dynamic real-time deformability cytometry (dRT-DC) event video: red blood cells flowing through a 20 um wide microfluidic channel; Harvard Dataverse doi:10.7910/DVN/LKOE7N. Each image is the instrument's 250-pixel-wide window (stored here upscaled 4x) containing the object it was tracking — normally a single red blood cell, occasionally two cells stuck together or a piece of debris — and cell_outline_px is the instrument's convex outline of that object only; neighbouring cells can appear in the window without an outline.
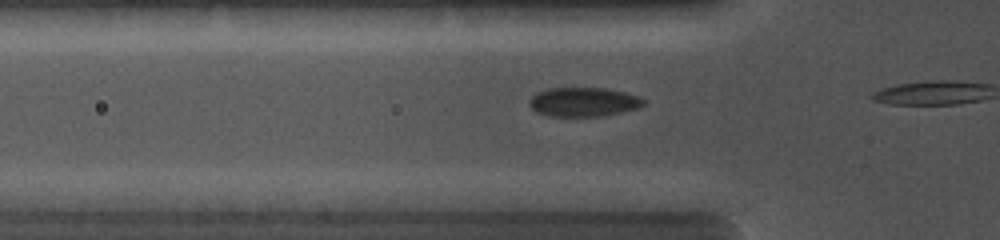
{"species": "common noctule bat (a hibernating species)", "species_latin": "Nyctalus noctula", "temperature_condition": "cold", "stored_images_in_passage": 5, "camera_frame_rate_fps": 5000, "um_per_image_px": 0.085, "animal": {"sex": "female", "body_mass_g": 19.0, "forearm_length_mm": 56.7}, "frame": {"image": 1, "passage_image": 4, "time_ms": 0.8, "image_size_px": [1000, 240], "cell_outline_px": [[644, 104], [636, 108], [620, 112], [600, 116], [548, 116], [536, 112], [528, 104], [528, 100], [536, 92], [548, 88], [604, 88], [624, 92], [636, 96], [644, 100]], "centroid_in_image_um": [49.52, 8.66], "position_along_channel_um": 76.3, "area_um2": 19.25}}